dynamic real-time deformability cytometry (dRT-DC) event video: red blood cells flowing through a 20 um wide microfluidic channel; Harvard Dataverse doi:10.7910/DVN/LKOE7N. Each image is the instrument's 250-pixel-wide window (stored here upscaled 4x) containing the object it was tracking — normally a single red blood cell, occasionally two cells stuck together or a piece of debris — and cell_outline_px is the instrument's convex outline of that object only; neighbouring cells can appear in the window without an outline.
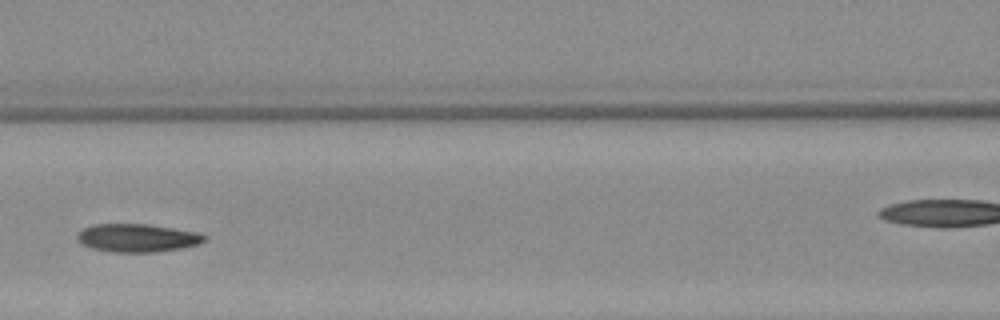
{"species": "Egyptian fruit bat (a non-hibernating species)", "species_latin": "Rousettus aegyptiacus", "temperature_condition": "warm", "stored_images_in_passage": 5, "segment_of_instrument_passage": [1, 2], "camera_frame_rate_fps": 3000, "um_per_image_px": 0.085, "animal": {"sex": "female"}, "frame": {"image": 1, "passage_image": 4, "time_ms": 4.667, "image_size_px": [1000, 320], "cell_outline_px": [[208, 236], [200, 244], [180, 248], [156, 252], [112, 252], [92, 248], [80, 244], [76, 240], [76, 236], [84, 228], [92, 224], [148, 224], [196, 232]], "centroid_in_image_um": [11.64, 20.22], "position_along_channel_um": 155.0, "area_um2": 20.87}}